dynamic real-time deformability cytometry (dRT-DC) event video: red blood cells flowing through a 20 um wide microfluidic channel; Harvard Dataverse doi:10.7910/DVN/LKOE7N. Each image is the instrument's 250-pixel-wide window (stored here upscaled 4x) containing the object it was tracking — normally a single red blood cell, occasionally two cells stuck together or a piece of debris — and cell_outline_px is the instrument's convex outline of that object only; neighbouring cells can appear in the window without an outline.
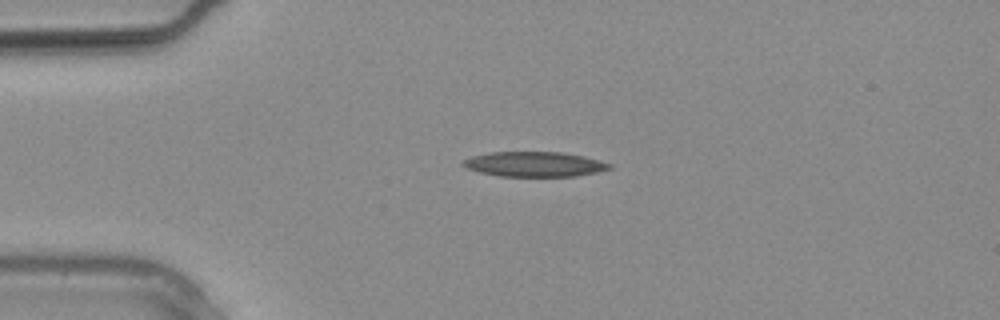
{"species": "common noctule bat (a hibernating species)", "species_latin": "Nyctalus noctula", "temperature_condition": "warm", "stored_images_in_passage": 8, "camera_frame_rate_fps": 3000, "um_per_image_px": 0.085, "animal": {"sex": "male", "body_mass_g": 20.4}, "frame": {"image": 1, "passage_image": 1, "time_ms": 0.0, "image_size_px": [1000, 320], "cell_outline_px": [[612, 168], [596, 172], [576, 176], [500, 176], [480, 172], [468, 168], [460, 164], [464, 160], [472, 156], [488, 152], [560, 152], [584, 156], [600, 160], [612, 164]], "centroid_in_image_um": [45.44, 13.95], "position_along_channel_um": 39.6, "area_um2": 21.21}}
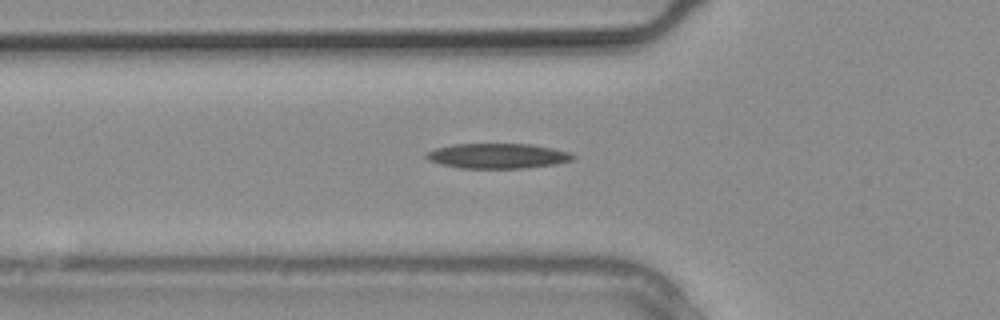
{"frame": {"image": 2, "passage_image": 4, "time_ms": 1.0, "image_size_px": [1000, 320], "cell_outline_px": [[576, 156], [572, 160], [556, 164], [528, 168], [460, 168], [440, 164], [428, 160], [424, 156], [428, 152], [436, 148], [452, 144], [532, 144], [572, 152]], "centroid_in_image_um": [42.33, 13.25], "position_along_channel_um": 83.5, "area_um2": 21.56}}